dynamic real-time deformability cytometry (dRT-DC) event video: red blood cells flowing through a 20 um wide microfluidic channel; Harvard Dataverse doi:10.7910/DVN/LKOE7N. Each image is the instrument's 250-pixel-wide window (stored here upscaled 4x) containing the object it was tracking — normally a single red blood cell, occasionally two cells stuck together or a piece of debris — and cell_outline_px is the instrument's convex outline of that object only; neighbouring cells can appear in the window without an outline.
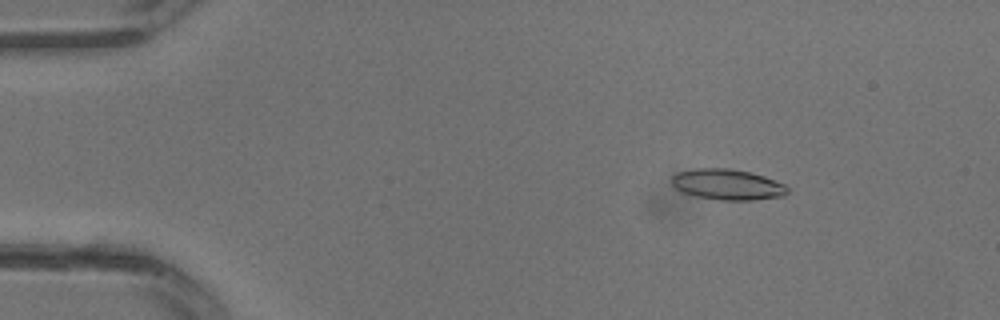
{"species": "common noctule bat (a hibernating species)", "species_latin": "Nyctalus noctula", "temperature_condition": "warm", "stored_images_in_passage": 15, "camera_frame_rate_fps": 3000, "um_per_image_px": 0.085, "animal": {"sex": "male", "body_mass_g": 13.3}, "frame": {"image": 1, "passage_image": 4, "time_ms": 1.0, "image_size_px": [1000, 320], "cell_outline_px": [[788, 192], [784, 196], [752, 200], [720, 200], [696, 196], [680, 192], [672, 184], [672, 176], [676, 172], [696, 168], [728, 168], [752, 172], [764, 176], [784, 184], [788, 188]], "centroid_in_image_um": [61.82, 15.68], "position_along_channel_um": 23.2, "area_um2": 20.87}}
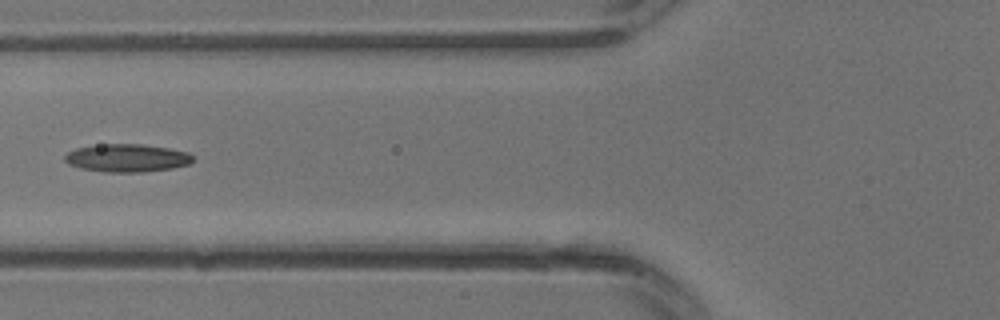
{"frame": {"image": 2, "passage_image": 12, "time_ms": 3.667, "image_size_px": [1000, 320], "cell_outline_px": [[196, 156], [188, 164], [172, 168], [144, 172], [104, 172], [80, 168], [68, 164], [64, 160], [64, 156], [68, 152], [76, 148], [104, 144], [144, 144], [168, 148], [188, 152]], "centroid_in_image_um": [10.8, 13.43], "position_along_channel_um": 115.0, "area_um2": 20.92}}
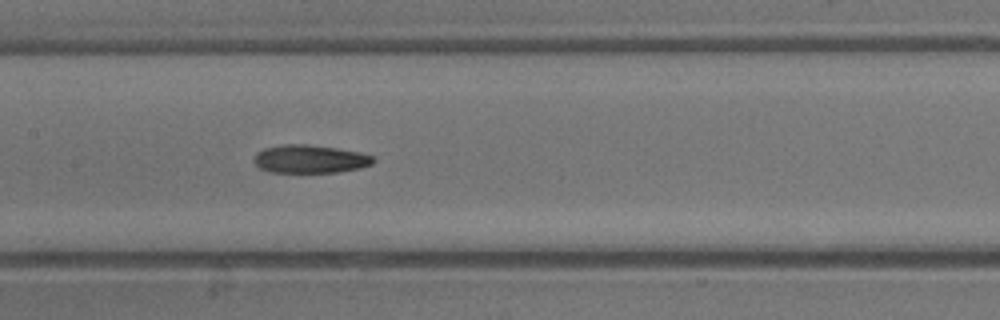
{"frame": {"image": 3, "passage_image": 15, "time_ms": 4.667, "image_size_px": [1000, 320], "cell_outline_px": [[376, 160], [372, 164], [360, 168], [336, 172], [272, 172], [260, 168], [252, 160], [256, 152], [264, 148], [284, 144], [308, 144], [336, 148], [360, 152], [372, 156]], "centroid_in_image_um": [26.34, 13.51], "position_along_channel_um": 181.1, "area_um2": 19.59}}